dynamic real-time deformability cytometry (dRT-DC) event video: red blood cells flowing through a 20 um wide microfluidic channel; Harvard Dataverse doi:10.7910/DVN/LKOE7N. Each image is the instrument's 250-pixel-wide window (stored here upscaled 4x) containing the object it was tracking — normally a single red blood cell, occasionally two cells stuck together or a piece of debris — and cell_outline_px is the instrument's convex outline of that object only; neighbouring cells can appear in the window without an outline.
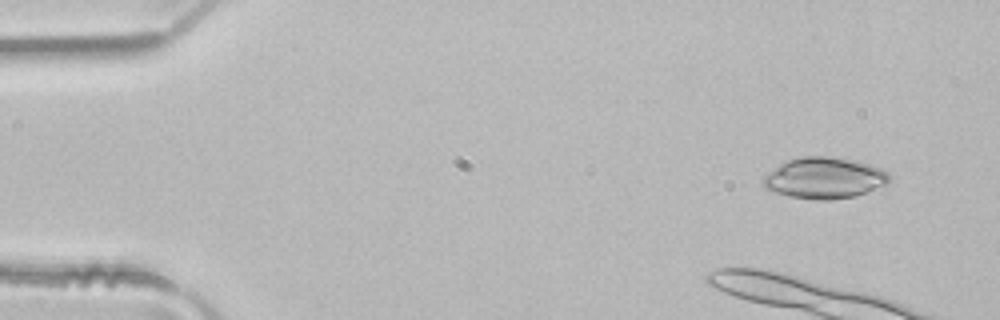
{"species": "common noctule bat (a hibernating species)", "species_latin": "Nyctalus noctula", "temperature_condition": "room temperature", "stored_images_in_passage": 4, "camera_frame_rate_fps": 3000, "um_per_image_px": 0.085, "animal": {"sex": "male", "body_mass_g": 21.5, "forearm_length_mm": 52.0}, "frame": {"image": 1, "passage_image": 1, "time_ms": 0.0, "image_size_px": [1000, 320], "cell_outline_px": [[888, 184], [856, 196], [832, 200], [816, 200], [792, 196], [776, 192], [764, 188], [760, 184], [764, 176], [780, 164], [788, 160], [800, 156], [832, 156], [856, 160], [880, 168], [888, 172]], "centroid_in_image_um": [70.07, 15.13], "position_along_channel_um": 14.9, "area_um2": 30.35}}